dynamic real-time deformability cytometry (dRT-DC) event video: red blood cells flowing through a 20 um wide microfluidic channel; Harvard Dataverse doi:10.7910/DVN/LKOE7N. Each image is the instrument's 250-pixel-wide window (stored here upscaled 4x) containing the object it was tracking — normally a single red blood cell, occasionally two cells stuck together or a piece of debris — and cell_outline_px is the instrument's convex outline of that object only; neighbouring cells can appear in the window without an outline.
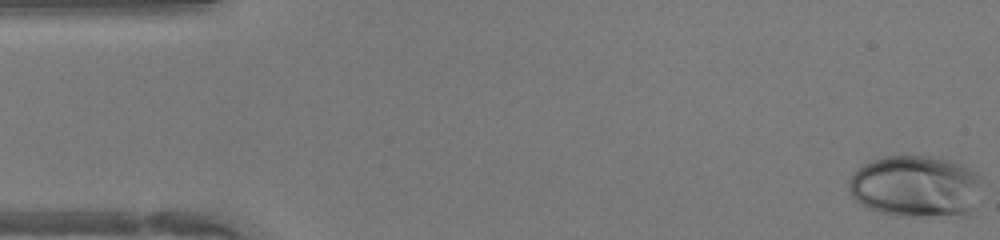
{"species": "human", "species_latin": "Homo sapiens", "temperature_condition": "warm", "stored_images_in_passage": 47, "camera_frame_rate_fps": 3000, "um_per_image_px": 0.085, "donor": {"sex": "female"}, "frame": {"image": 1, "passage_image": 1, "time_ms": 0.0, "image_size_px": [1000, 240], "cell_outline_px": [[984, 180], [972, 208], [968, 216], [896, 216], [880, 212], [868, 208], [860, 204], [852, 196], [848, 188], [848, 180], [852, 172], [856, 168], [872, 160], [884, 156], [940, 156], [960, 164], [984, 176]], "centroid_in_image_um": [77.85, 15.84], "position_along_channel_um": 7.2, "area_um2": 48.9}}
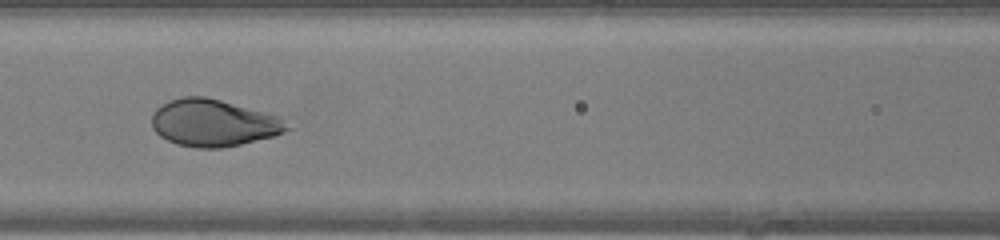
{"frame": {"image": 2, "passage_image": 20, "time_ms": 6.333, "image_size_px": [1000, 240], "cell_outline_px": [[292, 128], [284, 132], [272, 136], [240, 144], [220, 148], [196, 148], [176, 144], [160, 136], [152, 128], [152, 112], [160, 104], [184, 96], [204, 96], [220, 100], [280, 116]], "centroid_in_image_um": [18.12, 10.44], "position_along_channel_um": 148.5, "area_um2": 36.99}}
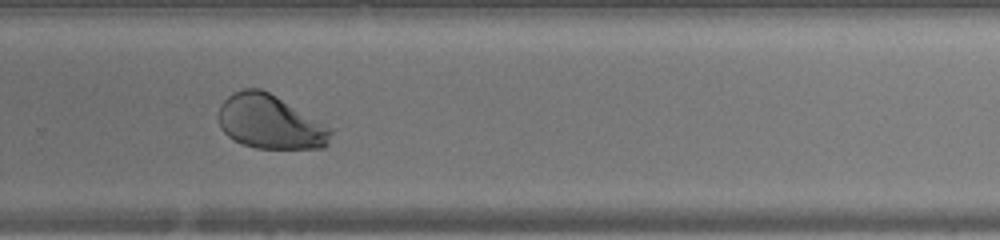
{"frame": {"image": 3, "passage_image": 31, "time_ms": 10.0, "image_size_px": [1000, 240], "cell_outline_px": [[336, 128], [328, 144], [324, 148], [256, 148], [244, 144], [228, 136], [220, 128], [220, 104], [232, 92], [244, 88], [260, 88], [276, 96]], "centroid_in_image_um": [23.03, 10.37], "position_along_channel_um": 306.8, "area_um2": 35.6}, "authors_computed_cell_mechanics": {"area_um2": 41.9628, "velocity_mm_per_s": 4.3337, "shape_relaxation_time_tau1_ms": 2.2052, "shape_relaxation_time_tau2_ms": null, "deformation_change_tau1": 0.1592, "deformation_change_tau2": null}}